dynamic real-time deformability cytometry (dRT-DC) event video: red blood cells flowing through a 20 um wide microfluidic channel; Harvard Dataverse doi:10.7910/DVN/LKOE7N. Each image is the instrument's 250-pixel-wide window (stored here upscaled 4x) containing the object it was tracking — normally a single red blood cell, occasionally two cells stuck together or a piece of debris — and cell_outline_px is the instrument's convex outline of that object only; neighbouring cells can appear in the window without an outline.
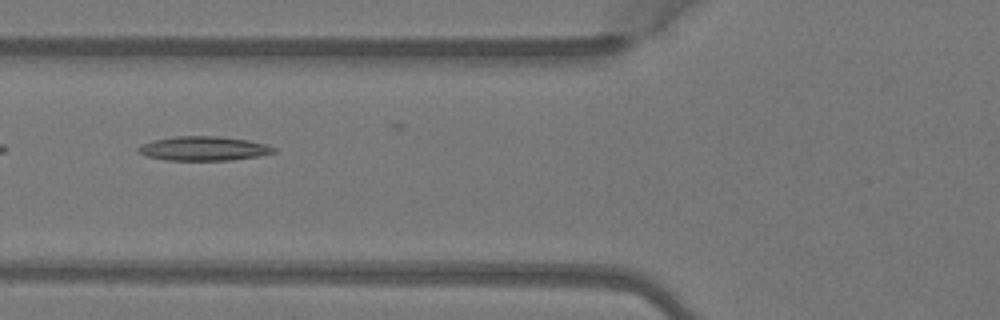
{"species": "Egyptian fruit bat (a non-hibernating species)", "species_latin": "Rousettus aegyptiacus", "temperature_condition": "warm", "stored_images_in_passage": 7, "camera_frame_rate_fps": 3000, "um_per_image_px": 0.085, "animal": {"sex": "female"}, "frame": {"image": 1, "passage_image": 6, "time_ms": 1.667, "image_size_px": [1000, 320], "cell_outline_px": [[276, 152], [260, 156], [232, 160], [164, 160], [148, 156], [136, 152], [136, 148], [140, 144], [152, 140], [176, 136], [220, 136], [248, 140], [264, 144], [276, 148]], "centroid_in_image_um": [17.28, 12.62], "position_along_channel_um": 108.5, "area_um2": 19.31}}
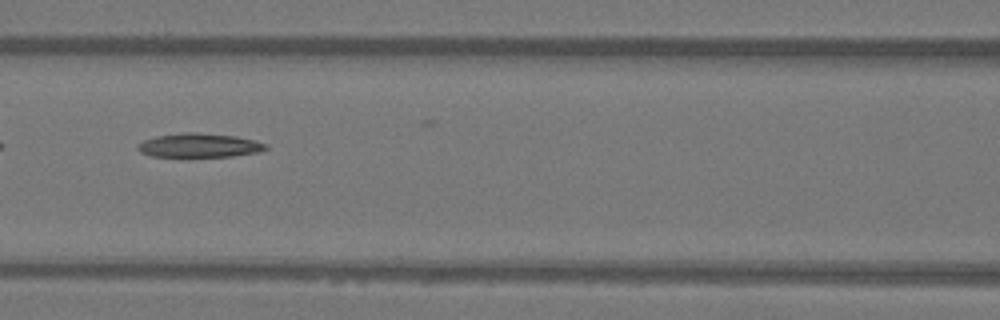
{"frame": {"image": 2, "passage_image": 7, "time_ms": 2.0, "image_size_px": [1000, 320], "cell_outline_px": [[268, 148], [260, 152], [232, 156], [152, 156], [140, 152], [136, 148], [144, 140], [156, 136], [184, 132], [196, 132], [236, 136], [268, 144]], "centroid_in_image_um": [16.96, 12.35], "position_along_channel_um": 149.6, "area_um2": 17.74}}